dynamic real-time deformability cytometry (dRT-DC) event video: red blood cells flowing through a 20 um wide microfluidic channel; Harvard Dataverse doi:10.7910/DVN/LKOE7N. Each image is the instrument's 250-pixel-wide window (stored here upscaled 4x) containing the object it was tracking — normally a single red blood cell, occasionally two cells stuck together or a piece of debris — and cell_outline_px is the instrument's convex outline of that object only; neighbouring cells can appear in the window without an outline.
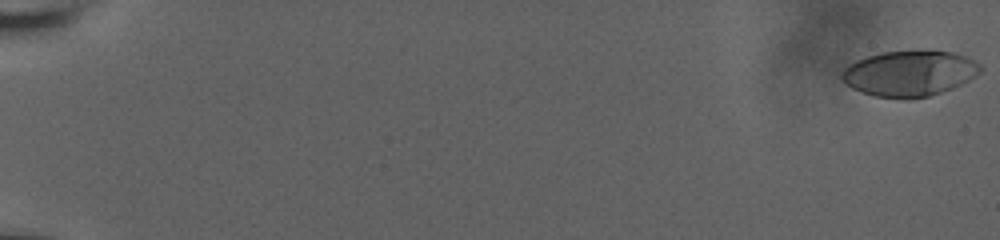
{"species": "human", "species_latin": "Homo sapiens", "temperature_condition": "room temperature", "stored_images_in_passage": 48, "camera_frame_rate_fps": 3000, "um_per_image_px": 0.085, "donor": {"sex": "male"}, "frame": {"image": 1, "passage_image": 1, "time_ms": 0.0, "image_size_px": [1000, 240], "cell_outline_px": [[984, 68], [980, 72], [968, 80], [952, 88], [928, 96], [912, 100], [904, 100], [876, 96], [860, 92], [852, 88], [840, 76], [844, 68], [848, 64], [856, 60], [868, 56], [884, 52], [952, 52], [964, 56], [980, 64]], "centroid_in_image_um": [77.28, 6.27], "position_along_channel_um": 7.7, "area_um2": 36.47}}
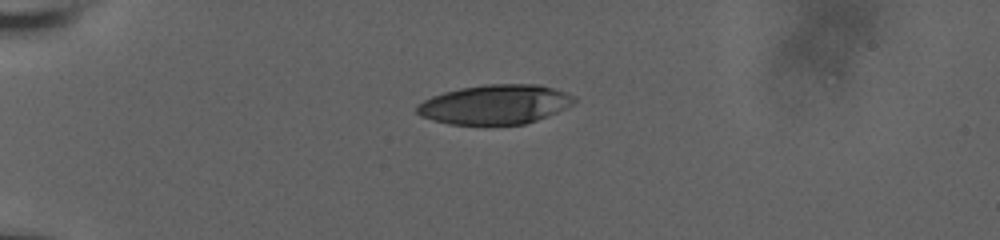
{"frame": {"image": 2, "passage_image": 46, "time_ms": 5.667, "image_size_px": [1000, 240], "cell_outline_px": [[576, 100], [572, 104], [556, 112], [536, 120], [524, 124], [488, 128], [448, 124], [432, 120], [420, 116], [416, 112], [416, 108], [424, 100], [432, 96], [444, 92], [460, 88], [488, 84], [540, 84], [564, 92], [572, 96]], "centroid_in_image_um": [42.02, 8.93], "position_along_channel_um": 43.0, "area_um2": 36.88}}